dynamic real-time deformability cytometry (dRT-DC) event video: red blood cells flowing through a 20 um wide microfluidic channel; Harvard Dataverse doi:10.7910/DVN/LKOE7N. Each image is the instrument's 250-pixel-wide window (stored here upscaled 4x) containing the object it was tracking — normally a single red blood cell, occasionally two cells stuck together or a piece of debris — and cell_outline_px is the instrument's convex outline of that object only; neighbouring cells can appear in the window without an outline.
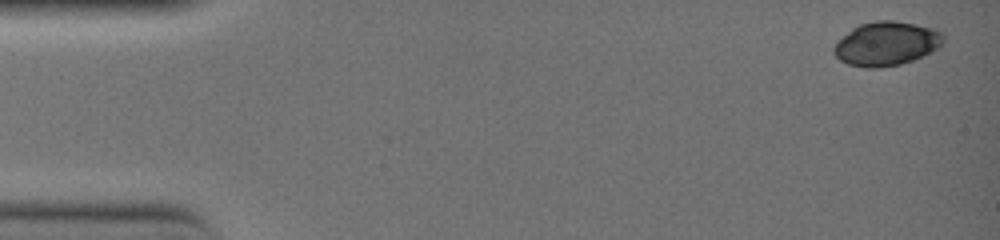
{"species": "common noctule bat (a hibernating species)", "species_latin": "Nyctalus noctula", "temperature_condition": "warm", "stored_images_in_passage": 3, "camera_frame_rate_fps": 3000, "um_per_image_px": 0.085, "animal": {"sex": "female", "body_mass_g": 19.0, "forearm_length_mm": 51.5}, "frame": {"image": 1, "passage_image": 1, "time_ms": 0.0, "image_size_px": [1000, 240], "cell_outline_px": [[944, 44], [912, 60], [900, 64], [876, 68], [864, 68], [848, 64], [840, 60], [832, 52], [832, 48], [836, 40], [852, 28], [860, 24], [876, 20], [892, 20], [916, 24], [936, 28], [944, 32]], "centroid_in_image_um": [75.32, 3.69], "position_along_channel_um": 9.7, "area_um2": 28.32}}